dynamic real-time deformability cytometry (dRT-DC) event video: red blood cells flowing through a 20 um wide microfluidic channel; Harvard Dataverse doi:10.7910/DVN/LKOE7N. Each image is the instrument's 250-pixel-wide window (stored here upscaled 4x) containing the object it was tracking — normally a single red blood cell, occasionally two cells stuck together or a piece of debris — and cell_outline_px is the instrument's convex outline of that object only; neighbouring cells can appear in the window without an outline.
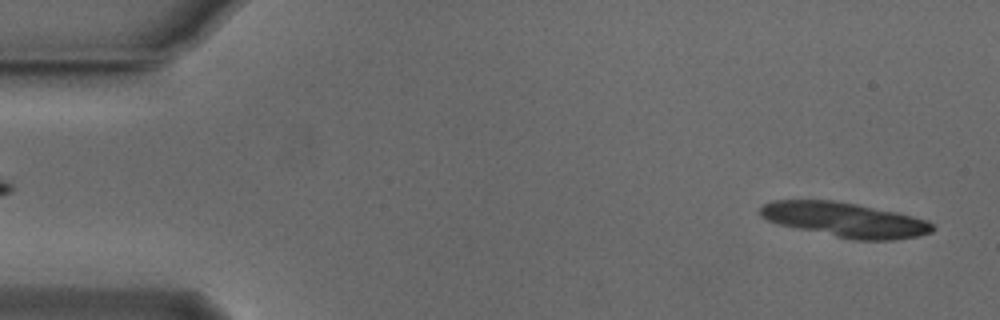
{"species": "Egyptian fruit bat (a non-hibernating species)", "species_latin": "Rousettus aegyptiacus", "temperature_condition": "cold", "stored_images_in_passage": 13, "camera_frame_rate_fps": 3000, "um_per_image_px": 0.085, "animal": {"sex": "male"}, "frame": {"image": 1, "passage_image": 2, "time_ms": 0.333, "image_size_px": [1000, 320], "cell_outline_px": [[936, 228], [932, 232], [916, 236], [892, 240], [856, 240], [836, 236], [780, 224], [768, 220], [760, 216], [760, 208], [764, 204], [772, 200], [832, 200], [856, 204], [896, 212], [928, 220]], "centroid_in_image_um": [71.84, 18.67], "position_along_channel_um": 13.2, "area_um2": 34.33}}